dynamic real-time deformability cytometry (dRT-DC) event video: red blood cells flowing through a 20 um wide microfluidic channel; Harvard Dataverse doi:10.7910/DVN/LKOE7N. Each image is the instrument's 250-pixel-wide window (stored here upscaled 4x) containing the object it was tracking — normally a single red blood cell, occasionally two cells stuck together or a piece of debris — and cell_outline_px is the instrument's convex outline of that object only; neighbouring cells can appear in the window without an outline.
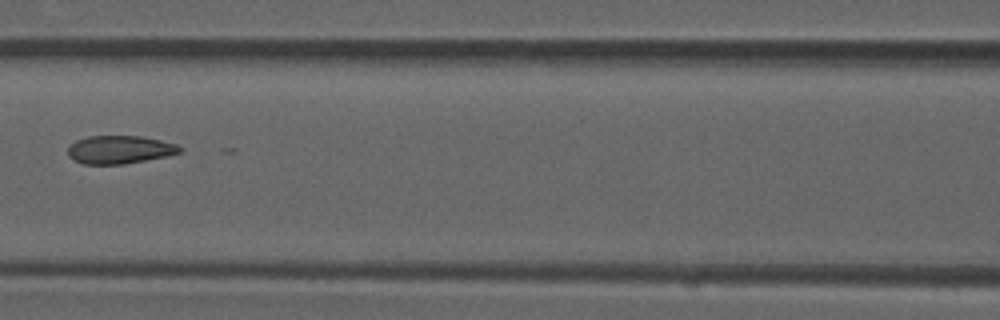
{"species": "common noctule bat (a hibernating species)", "species_latin": "Nyctalus noctula", "temperature_condition": "room temperature", "stored_images_in_passage": 7, "camera_frame_rate_fps": 3000, "um_per_image_px": 0.085, "animal": {"sex": "male", "forearm_length_mm": 52.5}, "frame": {"image": 1, "passage_image": 6, "time_ms": 1.667, "image_size_px": [1000, 320], "cell_outline_px": [[184, 148], [180, 152], [168, 156], [124, 164], [84, 164], [68, 156], [68, 144], [76, 140], [88, 136], [140, 136], [160, 140], [176, 144]], "centroid_in_image_um": [10.17, 12.71], "position_along_channel_um": 156.4, "area_um2": 18.38}}
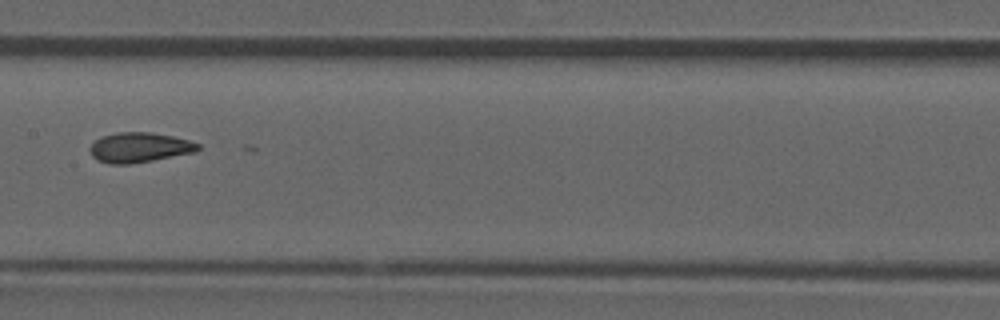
{"frame": {"image": 2, "passage_image": 7, "time_ms": 2.0, "image_size_px": [1000, 320], "cell_outline_px": [[200, 148], [196, 152], [152, 160], [128, 164], [108, 164], [92, 156], [88, 148], [100, 136], [116, 132], [152, 132], [172, 136], [188, 140], [200, 144]], "centroid_in_image_um": [11.84, 12.52], "position_along_channel_um": 195.6, "area_um2": 18.84}}